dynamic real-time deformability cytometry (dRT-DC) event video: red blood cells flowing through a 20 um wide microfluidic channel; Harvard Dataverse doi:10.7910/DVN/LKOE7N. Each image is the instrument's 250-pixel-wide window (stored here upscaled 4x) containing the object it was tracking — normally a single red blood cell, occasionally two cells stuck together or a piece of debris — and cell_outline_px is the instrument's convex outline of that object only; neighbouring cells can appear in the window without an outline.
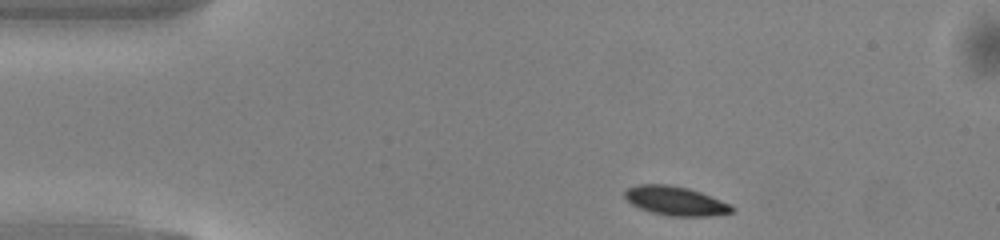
{"species": "common noctule bat (a hibernating species)", "species_latin": "Nyctalus noctula", "temperature_condition": "warm", "stored_images_in_passage": 42, "camera_frame_rate_fps": 3000, "um_per_image_px": 0.085, "animal": {"sex": "male", "body_mass_g": 13.0, "forearm_length_mm": 53.1}, "frame": {"image": 1, "passage_image": 1, "time_ms": 0.0, "image_size_px": [1000, 240], "cell_outline_px": [[736, 208], [732, 212], [712, 216], [668, 216], [652, 212], [640, 208], [632, 204], [624, 196], [624, 192], [628, 188], [640, 184], [668, 184], [688, 188], [700, 192], [732, 204]], "centroid_in_image_um": [57.45, 17.08], "position_along_channel_um": 27.5, "area_um2": 18.15}}
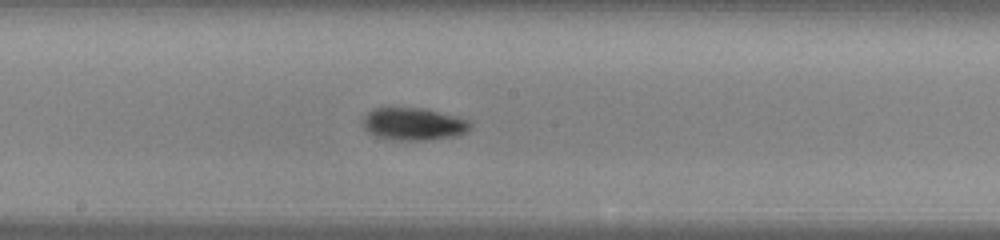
{"frame": {"image": 2, "passage_image": 19, "time_ms": 6.0, "image_size_px": [1000, 240], "cell_outline_px": [[472, 128], [468, 132], [460, 136], [428, 140], [388, 140], [376, 136], [368, 132], [364, 128], [364, 116], [372, 108], [388, 104], [424, 108], [456, 116], [468, 120], [472, 124]], "centroid_in_image_um": [35.14, 10.5], "position_along_channel_um": 213.1, "area_um2": 21.39}}
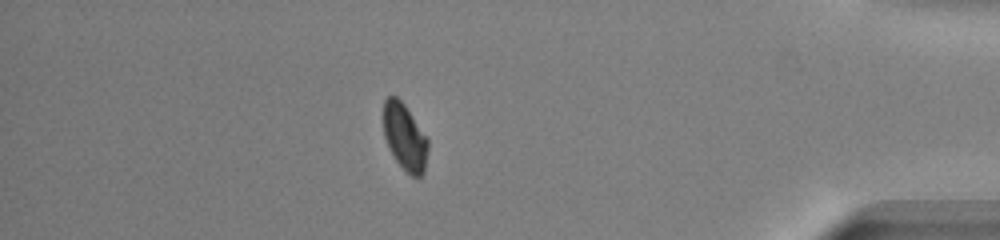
{"frame": {"image": 3, "passage_image": 36, "time_ms": 11.667, "image_size_px": [1000, 240], "cell_outline_px": [[428, 148], [424, 172], [420, 176], [412, 176], [396, 160], [384, 136], [384, 100], [388, 96], [396, 96], [404, 104], [428, 140]], "centroid_in_image_um": [34.41, 11.63], "position_along_channel_um": 400.8, "area_um2": 16.76}, "authors_computed_cell_mechanics": {"area_um2": 18.6983, "velocity_mm_per_s": 4.0935, "shape_relaxation_time_tau1_ms": 2.1989, "shape_relaxation_time_tau2_ms": null, "deformation_change_tau1": 0.0803, "deformation_change_tau2": null}}